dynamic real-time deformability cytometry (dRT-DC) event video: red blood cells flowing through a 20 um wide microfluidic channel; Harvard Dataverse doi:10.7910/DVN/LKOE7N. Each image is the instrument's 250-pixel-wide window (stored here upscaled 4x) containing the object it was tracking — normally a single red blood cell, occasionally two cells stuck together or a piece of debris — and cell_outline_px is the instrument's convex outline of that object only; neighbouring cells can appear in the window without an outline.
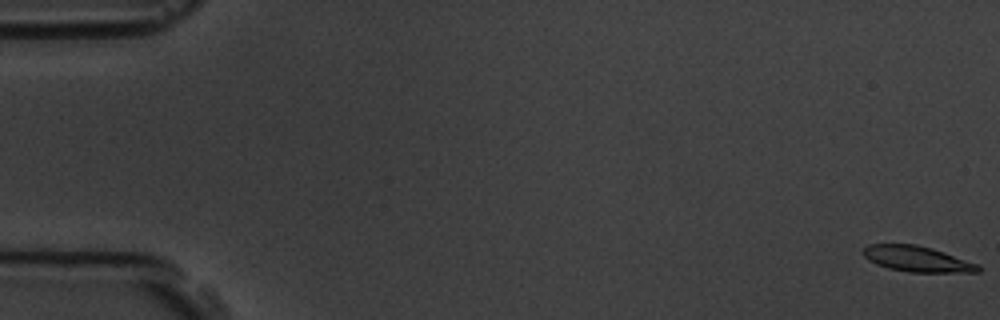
{"species": "common noctule bat (a hibernating species)", "species_latin": "Nyctalus noctula", "temperature_condition": "room temperature", "stored_images_in_passage": 57, "camera_frame_rate_fps": 3000, "um_per_image_px": 0.085, "animal": {"sex": "male", "body_mass_g": 19.5, "forearm_length_mm": 54.6}, "frame": {"image": 1, "passage_image": 1, "time_ms": 0.0, "image_size_px": [1000, 320], "cell_outline_px": [[980, 272], [908, 272], [888, 268], [876, 264], [868, 260], [860, 252], [868, 244], [916, 244], [932, 248], [980, 264]], "centroid_in_image_um": [77.94, 22.0], "position_along_channel_um": 7.1, "area_um2": 17.34}}
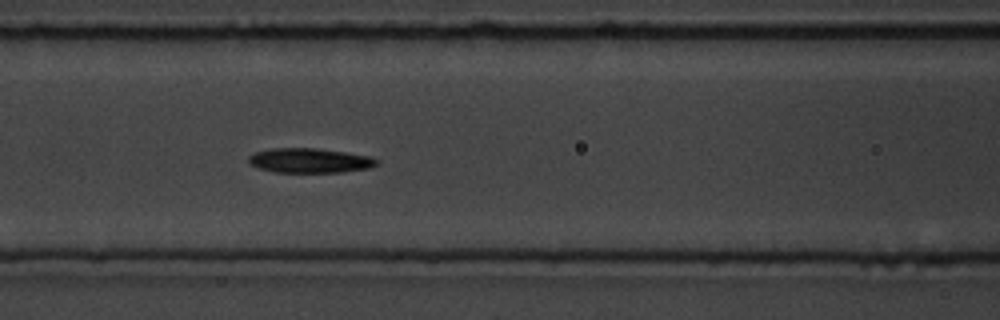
{"frame": {"image": 2, "passage_image": 25, "time_ms": 8.0, "image_size_px": [1000, 320], "cell_outline_px": [[380, 164], [368, 168], [340, 172], [276, 172], [260, 168], [248, 164], [248, 156], [252, 152], [272, 148], [316, 148], [344, 152], [368, 156], [380, 160]], "centroid_in_image_um": [26.3, 13.64], "position_along_channel_um": 140.3, "area_um2": 18.44}}
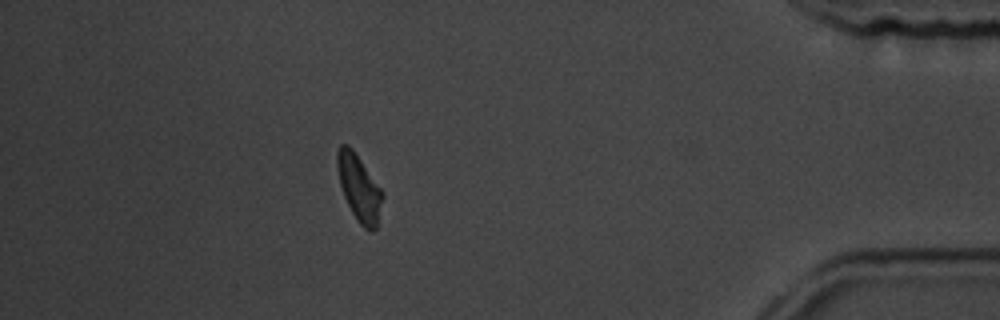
{"frame": {"image": 3, "passage_image": 51, "time_ms": 16.667, "image_size_px": [1000, 320], "cell_outline_px": [[384, 196], [376, 228], [372, 232], [368, 232], [360, 224], [352, 212], [344, 196], [340, 184], [336, 168], [336, 152], [340, 144], [348, 144], [352, 148], [384, 192]], "centroid_in_image_um": [30.52, 15.96], "position_along_channel_um": 404.7, "area_um2": 17.63}, "authors_computed_cell_mechanics": {"area_um2": 17.7446, "velocity_mm_per_s": 3.5952, "shape_relaxation_time_tau1_ms": 2.842, "shape_relaxation_time_tau2_ms": 7.5231, "deformation_change_tau1": 0.1413, "deformation_change_tau2": 0.1547}}